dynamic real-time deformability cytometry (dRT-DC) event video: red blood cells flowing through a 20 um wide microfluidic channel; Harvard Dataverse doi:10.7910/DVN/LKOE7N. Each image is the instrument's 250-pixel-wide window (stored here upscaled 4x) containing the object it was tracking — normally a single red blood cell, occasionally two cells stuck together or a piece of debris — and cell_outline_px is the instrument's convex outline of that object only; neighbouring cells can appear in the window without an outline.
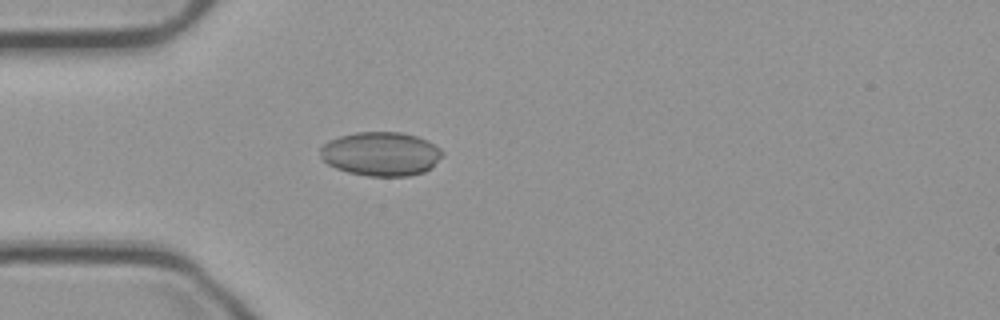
{"species": "common noctule bat (a hibernating species)", "species_latin": "Nyctalus noctula", "temperature_condition": "cold", "stored_images_in_passage": 50, "camera_frame_rate_fps": 3000, "um_per_image_px": 0.085, "animal": {"sex": "male", "body_mass_g": 23.1, "forearm_length_mm": 52.7}, "frame": {"image": 1, "passage_image": 15, "time_ms": 4.667, "image_size_px": [1000, 320], "cell_outline_px": [[440, 152], [432, 164], [428, 168], [420, 172], [400, 176], [376, 176], [352, 172], [340, 168], [324, 160], [328, 144], [332, 140], [344, 136], [364, 132], [396, 132], [412, 136], [424, 140]], "centroid_in_image_um": [32.4, 13.08], "position_along_channel_um": 52.6, "area_um2": 28.61}}
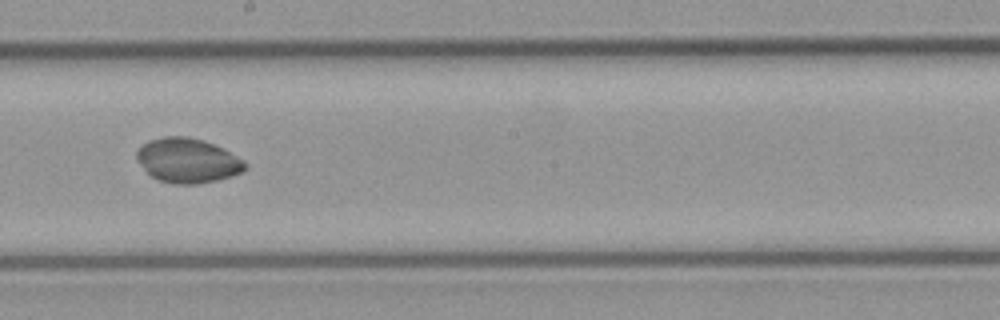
{"frame": {"image": 2, "passage_image": 30, "time_ms": 9.667, "image_size_px": [1000, 320], "cell_outline_px": [[244, 168], [240, 172], [228, 176], [212, 180], [160, 180], [152, 176], [148, 172], [140, 160], [140, 148], [144, 144], [152, 140], [172, 136], [176, 136], [200, 140], [212, 144], [228, 152], [240, 160], [244, 164]], "centroid_in_image_um": [15.94, 13.59], "position_along_channel_um": 232.3, "area_um2": 25.26}}
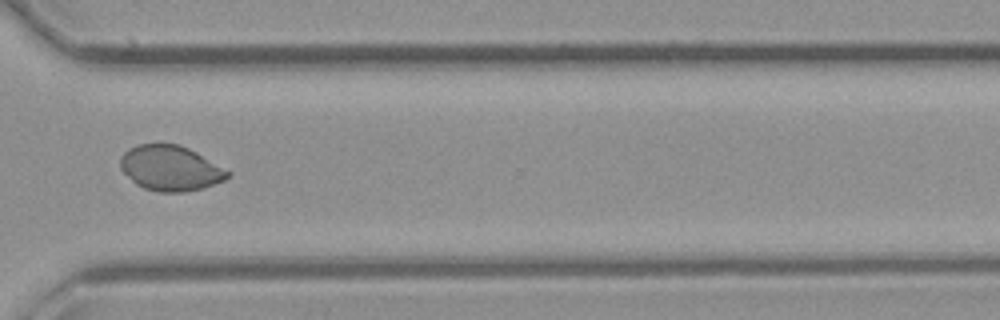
{"frame": {"image": 3, "passage_image": 40, "time_ms": 13.0, "image_size_px": [1000, 320], "cell_outline_px": [[228, 176], [212, 184], [200, 188], [172, 192], [164, 192], [148, 188], [140, 184], [124, 172], [120, 164], [120, 160], [132, 148], [140, 144], [176, 144], [200, 156], [228, 172]], "centroid_in_image_um": [14.44, 14.29], "position_along_channel_um": 356.2, "area_um2": 26.18}, "authors_computed_cell_mechanics": {"area_um2": 25.6921, "velocity_mm_per_s": 3.7312, "shape_relaxation_time_tau1_ms": 4.5921, "shape_relaxation_time_tau2_ms": null, "deformation_change_tau1": 0.0496, "deformation_change_tau2": null}}